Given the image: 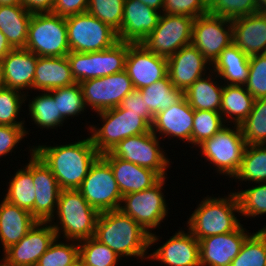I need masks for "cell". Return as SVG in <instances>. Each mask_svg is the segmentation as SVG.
Returning <instances> with one entry per match:
<instances>
[{
  "label": "cell",
  "mask_w": 266,
  "mask_h": 266,
  "mask_svg": "<svg viewBox=\"0 0 266 266\" xmlns=\"http://www.w3.org/2000/svg\"><path fill=\"white\" fill-rule=\"evenodd\" d=\"M34 152L50 168L61 190L78 189L100 156L89 137L63 145H36Z\"/></svg>",
  "instance_id": "obj_1"
},
{
  "label": "cell",
  "mask_w": 266,
  "mask_h": 266,
  "mask_svg": "<svg viewBox=\"0 0 266 266\" xmlns=\"http://www.w3.org/2000/svg\"><path fill=\"white\" fill-rule=\"evenodd\" d=\"M94 237L121 258L149 259L150 234L120 209L99 214Z\"/></svg>",
  "instance_id": "obj_2"
},
{
  "label": "cell",
  "mask_w": 266,
  "mask_h": 266,
  "mask_svg": "<svg viewBox=\"0 0 266 266\" xmlns=\"http://www.w3.org/2000/svg\"><path fill=\"white\" fill-rule=\"evenodd\" d=\"M239 201L234 190L224 197L206 196L198 203L196 209L187 218V228L193 236L201 239L236 231L242 224Z\"/></svg>",
  "instance_id": "obj_3"
},
{
  "label": "cell",
  "mask_w": 266,
  "mask_h": 266,
  "mask_svg": "<svg viewBox=\"0 0 266 266\" xmlns=\"http://www.w3.org/2000/svg\"><path fill=\"white\" fill-rule=\"evenodd\" d=\"M99 214L77 189L61 190L56 212L49 223L57 238L79 242L95 235Z\"/></svg>",
  "instance_id": "obj_4"
},
{
  "label": "cell",
  "mask_w": 266,
  "mask_h": 266,
  "mask_svg": "<svg viewBox=\"0 0 266 266\" xmlns=\"http://www.w3.org/2000/svg\"><path fill=\"white\" fill-rule=\"evenodd\" d=\"M96 115L102 127L93 123L86 129L100 155L111 152L125 138L151 131V125L139 113L128 112L120 106L96 112Z\"/></svg>",
  "instance_id": "obj_5"
},
{
  "label": "cell",
  "mask_w": 266,
  "mask_h": 266,
  "mask_svg": "<svg viewBox=\"0 0 266 266\" xmlns=\"http://www.w3.org/2000/svg\"><path fill=\"white\" fill-rule=\"evenodd\" d=\"M167 178L169 177L161 178L151 188L122 196L119 208L150 234V247H153L152 245L158 244V241H161L159 239L162 237L156 235L154 229L157 227L161 228L159 226H161V223L169 214L168 211L170 208L167 205L168 203H166L165 191H163Z\"/></svg>",
  "instance_id": "obj_6"
},
{
  "label": "cell",
  "mask_w": 266,
  "mask_h": 266,
  "mask_svg": "<svg viewBox=\"0 0 266 266\" xmlns=\"http://www.w3.org/2000/svg\"><path fill=\"white\" fill-rule=\"evenodd\" d=\"M246 145L240 125L226 124L214 136L201 143L198 150L206 162L213 165L215 173L233 180L241 167Z\"/></svg>",
  "instance_id": "obj_7"
},
{
  "label": "cell",
  "mask_w": 266,
  "mask_h": 266,
  "mask_svg": "<svg viewBox=\"0 0 266 266\" xmlns=\"http://www.w3.org/2000/svg\"><path fill=\"white\" fill-rule=\"evenodd\" d=\"M39 57H62L70 52L66 18L52 12L33 13L25 46Z\"/></svg>",
  "instance_id": "obj_8"
},
{
  "label": "cell",
  "mask_w": 266,
  "mask_h": 266,
  "mask_svg": "<svg viewBox=\"0 0 266 266\" xmlns=\"http://www.w3.org/2000/svg\"><path fill=\"white\" fill-rule=\"evenodd\" d=\"M67 39L72 52H98L119 41L117 32L88 12L66 17Z\"/></svg>",
  "instance_id": "obj_9"
},
{
  "label": "cell",
  "mask_w": 266,
  "mask_h": 266,
  "mask_svg": "<svg viewBox=\"0 0 266 266\" xmlns=\"http://www.w3.org/2000/svg\"><path fill=\"white\" fill-rule=\"evenodd\" d=\"M127 53L128 42L118 41L103 51L89 53L70 51L67 59L75 82L81 83L125 70Z\"/></svg>",
  "instance_id": "obj_10"
},
{
  "label": "cell",
  "mask_w": 266,
  "mask_h": 266,
  "mask_svg": "<svg viewBox=\"0 0 266 266\" xmlns=\"http://www.w3.org/2000/svg\"><path fill=\"white\" fill-rule=\"evenodd\" d=\"M152 131L130 136L120 141L111 153L120 159L155 171L161 178L167 177L170 158L161 145V139Z\"/></svg>",
  "instance_id": "obj_11"
},
{
  "label": "cell",
  "mask_w": 266,
  "mask_h": 266,
  "mask_svg": "<svg viewBox=\"0 0 266 266\" xmlns=\"http://www.w3.org/2000/svg\"><path fill=\"white\" fill-rule=\"evenodd\" d=\"M99 213L120 208L122 194L110 165L99 156L77 189Z\"/></svg>",
  "instance_id": "obj_12"
},
{
  "label": "cell",
  "mask_w": 266,
  "mask_h": 266,
  "mask_svg": "<svg viewBox=\"0 0 266 266\" xmlns=\"http://www.w3.org/2000/svg\"><path fill=\"white\" fill-rule=\"evenodd\" d=\"M194 18L161 13L157 26L141 42L156 55L169 58L192 43Z\"/></svg>",
  "instance_id": "obj_13"
},
{
  "label": "cell",
  "mask_w": 266,
  "mask_h": 266,
  "mask_svg": "<svg viewBox=\"0 0 266 266\" xmlns=\"http://www.w3.org/2000/svg\"><path fill=\"white\" fill-rule=\"evenodd\" d=\"M84 105L94 112L118 107L135 88L125 70L79 83Z\"/></svg>",
  "instance_id": "obj_14"
},
{
  "label": "cell",
  "mask_w": 266,
  "mask_h": 266,
  "mask_svg": "<svg viewBox=\"0 0 266 266\" xmlns=\"http://www.w3.org/2000/svg\"><path fill=\"white\" fill-rule=\"evenodd\" d=\"M231 43H233L231 20L210 13L194 19L192 44L211 66Z\"/></svg>",
  "instance_id": "obj_15"
},
{
  "label": "cell",
  "mask_w": 266,
  "mask_h": 266,
  "mask_svg": "<svg viewBox=\"0 0 266 266\" xmlns=\"http://www.w3.org/2000/svg\"><path fill=\"white\" fill-rule=\"evenodd\" d=\"M125 71L135 89H142L168 74L167 58L149 51L142 43H129Z\"/></svg>",
  "instance_id": "obj_16"
},
{
  "label": "cell",
  "mask_w": 266,
  "mask_h": 266,
  "mask_svg": "<svg viewBox=\"0 0 266 266\" xmlns=\"http://www.w3.org/2000/svg\"><path fill=\"white\" fill-rule=\"evenodd\" d=\"M55 238L52 225L38 221L17 244L2 253V259L12 266H35Z\"/></svg>",
  "instance_id": "obj_17"
},
{
  "label": "cell",
  "mask_w": 266,
  "mask_h": 266,
  "mask_svg": "<svg viewBox=\"0 0 266 266\" xmlns=\"http://www.w3.org/2000/svg\"><path fill=\"white\" fill-rule=\"evenodd\" d=\"M194 110L183 96L177 103L154 116L151 131L163 141L176 139L192 145ZM159 133V135H158Z\"/></svg>",
  "instance_id": "obj_18"
},
{
  "label": "cell",
  "mask_w": 266,
  "mask_h": 266,
  "mask_svg": "<svg viewBox=\"0 0 266 266\" xmlns=\"http://www.w3.org/2000/svg\"><path fill=\"white\" fill-rule=\"evenodd\" d=\"M32 178L36 194L34 218L49 222L56 212L61 189L50 168L35 152L32 153Z\"/></svg>",
  "instance_id": "obj_19"
},
{
  "label": "cell",
  "mask_w": 266,
  "mask_h": 266,
  "mask_svg": "<svg viewBox=\"0 0 266 266\" xmlns=\"http://www.w3.org/2000/svg\"><path fill=\"white\" fill-rule=\"evenodd\" d=\"M211 64L191 43L167 58V69L171 83L185 92L198 78L212 70Z\"/></svg>",
  "instance_id": "obj_20"
},
{
  "label": "cell",
  "mask_w": 266,
  "mask_h": 266,
  "mask_svg": "<svg viewBox=\"0 0 266 266\" xmlns=\"http://www.w3.org/2000/svg\"><path fill=\"white\" fill-rule=\"evenodd\" d=\"M242 224L236 231L205 237L199 241L201 266H230L251 234Z\"/></svg>",
  "instance_id": "obj_21"
},
{
  "label": "cell",
  "mask_w": 266,
  "mask_h": 266,
  "mask_svg": "<svg viewBox=\"0 0 266 266\" xmlns=\"http://www.w3.org/2000/svg\"><path fill=\"white\" fill-rule=\"evenodd\" d=\"M184 230L177 229L165 243L149 253V261H159L164 266H201L199 241L187 228Z\"/></svg>",
  "instance_id": "obj_22"
},
{
  "label": "cell",
  "mask_w": 266,
  "mask_h": 266,
  "mask_svg": "<svg viewBox=\"0 0 266 266\" xmlns=\"http://www.w3.org/2000/svg\"><path fill=\"white\" fill-rule=\"evenodd\" d=\"M160 15L139 0H125L119 41L141 43L157 26Z\"/></svg>",
  "instance_id": "obj_23"
},
{
  "label": "cell",
  "mask_w": 266,
  "mask_h": 266,
  "mask_svg": "<svg viewBox=\"0 0 266 266\" xmlns=\"http://www.w3.org/2000/svg\"><path fill=\"white\" fill-rule=\"evenodd\" d=\"M37 59L36 54L25 48L12 49L1 62L4 87L25 94L32 91Z\"/></svg>",
  "instance_id": "obj_24"
},
{
  "label": "cell",
  "mask_w": 266,
  "mask_h": 266,
  "mask_svg": "<svg viewBox=\"0 0 266 266\" xmlns=\"http://www.w3.org/2000/svg\"><path fill=\"white\" fill-rule=\"evenodd\" d=\"M100 156L110 165L122 196L151 188L161 179L155 171L115 157L111 152Z\"/></svg>",
  "instance_id": "obj_25"
},
{
  "label": "cell",
  "mask_w": 266,
  "mask_h": 266,
  "mask_svg": "<svg viewBox=\"0 0 266 266\" xmlns=\"http://www.w3.org/2000/svg\"><path fill=\"white\" fill-rule=\"evenodd\" d=\"M232 22L233 43L249 57L266 53V13L257 12Z\"/></svg>",
  "instance_id": "obj_26"
},
{
  "label": "cell",
  "mask_w": 266,
  "mask_h": 266,
  "mask_svg": "<svg viewBox=\"0 0 266 266\" xmlns=\"http://www.w3.org/2000/svg\"><path fill=\"white\" fill-rule=\"evenodd\" d=\"M37 222L28 210L3 199L0 203V243L3 253L17 244Z\"/></svg>",
  "instance_id": "obj_27"
},
{
  "label": "cell",
  "mask_w": 266,
  "mask_h": 266,
  "mask_svg": "<svg viewBox=\"0 0 266 266\" xmlns=\"http://www.w3.org/2000/svg\"><path fill=\"white\" fill-rule=\"evenodd\" d=\"M76 83L67 56L39 57L36 62L33 89L50 91Z\"/></svg>",
  "instance_id": "obj_28"
},
{
  "label": "cell",
  "mask_w": 266,
  "mask_h": 266,
  "mask_svg": "<svg viewBox=\"0 0 266 266\" xmlns=\"http://www.w3.org/2000/svg\"><path fill=\"white\" fill-rule=\"evenodd\" d=\"M223 87L218 75L210 70L184 92V97L193 110L220 112Z\"/></svg>",
  "instance_id": "obj_29"
},
{
  "label": "cell",
  "mask_w": 266,
  "mask_h": 266,
  "mask_svg": "<svg viewBox=\"0 0 266 266\" xmlns=\"http://www.w3.org/2000/svg\"><path fill=\"white\" fill-rule=\"evenodd\" d=\"M211 69L223 84L244 86L249 75V56L231 43L220 53Z\"/></svg>",
  "instance_id": "obj_30"
},
{
  "label": "cell",
  "mask_w": 266,
  "mask_h": 266,
  "mask_svg": "<svg viewBox=\"0 0 266 266\" xmlns=\"http://www.w3.org/2000/svg\"><path fill=\"white\" fill-rule=\"evenodd\" d=\"M30 148V149H29ZM28 148V163L21 165L16 173L6 183L7 190L3 199L7 202L17 205L20 208L28 210L34 217V201L36 198L35 187L32 178V153L34 152V145ZM30 150V151H29Z\"/></svg>",
  "instance_id": "obj_31"
},
{
  "label": "cell",
  "mask_w": 266,
  "mask_h": 266,
  "mask_svg": "<svg viewBox=\"0 0 266 266\" xmlns=\"http://www.w3.org/2000/svg\"><path fill=\"white\" fill-rule=\"evenodd\" d=\"M31 17L22 5L0 6V30L13 49L25 48Z\"/></svg>",
  "instance_id": "obj_32"
},
{
  "label": "cell",
  "mask_w": 266,
  "mask_h": 266,
  "mask_svg": "<svg viewBox=\"0 0 266 266\" xmlns=\"http://www.w3.org/2000/svg\"><path fill=\"white\" fill-rule=\"evenodd\" d=\"M254 100L245 86L224 84L220 108L224 122L241 125L249 116Z\"/></svg>",
  "instance_id": "obj_33"
},
{
  "label": "cell",
  "mask_w": 266,
  "mask_h": 266,
  "mask_svg": "<svg viewBox=\"0 0 266 266\" xmlns=\"http://www.w3.org/2000/svg\"><path fill=\"white\" fill-rule=\"evenodd\" d=\"M28 96L31 95L26 93L25 101L29 99L27 115H30V121L34 122L32 124L42 130L56 129L63 126L66 120L58 112L57 102L52 97V90L41 91V93L39 91V94H36L35 97L33 95L32 99Z\"/></svg>",
  "instance_id": "obj_34"
},
{
  "label": "cell",
  "mask_w": 266,
  "mask_h": 266,
  "mask_svg": "<svg viewBox=\"0 0 266 266\" xmlns=\"http://www.w3.org/2000/svg\"><path fill=\"white\" fill-rule=\"evenodd\" d=\"M140 91L148 109L154 116L177 103L184 96L183 91L173 86L168 74Z\"/></svg>",
  "instance_id": "obj_35"
},
{
  "label": "cell",
  "mask_w": 266,
  "mask_h": 266,
  "mask_svg": "<svg viewBox=\"0 0 266 266\" xmlns=\"http://www.w3.org/2000/svg\"><path fill=\"white\" fill-rule=\"evenodd\" d=\"M233 179L249 185L266 182V144L246 145L241 167Z\"/></svg>",
  "instance_id": "obj_36"
},
{
  "label": "cell",
  "mask_w": 266,
  "mask_h": 266,
  "mask_svg": "<svg viewBox=\"0 0 266 266\" xmlns=\"http://www.w3.org/2000/svg\"><path fill=\"white\" fill-rule=\"evenodd\" d=\"M230 266H266V226L250 234Z\"/></svg>",
  "instance_id": "obj_37"
},
{
  "label": "cell",
  "mask_w": 266,
  "mask_h": 266,
  "mask_svg": "<svg viewBox=\"0 0 266 266\" xmlns=\"http://www.w3.org/2000/svg\"><path fill=\"white\" fill-rule=\"evenodd\" d=\"M240 127L247 145L266 144V98L254 100L249 116Z\"/></svg>",
  "instance_id": "obj_38"
},
{
  "label": "cell",
  "mask_w": 266,
  "mask_h": 266,
  "mask_svg": "<svg viewBox=\"0 0 266 266\" xmlns=\"http://www.w3.org/2000/svg\"><path fill=\"white\" fill-rule=\"evenodd\" d=\"M79 258L87 266H117L122 258L94 236L79 241Z\"/></svg>",
  "instance_id": "obj_39"
},
{
  "label": "cell",
  "mask_w": 266,
  "mask_h": 266,
  "mask_svg": "<svg viewBox=\"0 0 266 266\" xmlns=\"http://www.w3.org/2000/svg\"><path fill=\"white\" fill-rule=\"evenodd\" d=\"M55 238L35 266H72L79 259V242Z\"/></svg>",
  "instance_id": "obj_40"
},
{
  "label": "cell",
  "mask_w": 266,
  "mask_h": 266,
  "mask_svg": "<svg viewBox=\"0 0 266 266\" xmlns=\"http://www.w3.org/2000/svg\"><path fill=\"white\" fill-rule=\"evenodd\" d=\"M52 97L57 102L58 112L66 121L84 114V110L87 112L79 83L53 89Z\"/></svg>",
  "instance_id": "obj_41"
},
{
  "label": "cell",
  "mask_w": 266,
  "mask_h": 266,
  "mask_svg": "<svg viewBox=\"0 0 266 266\" xmlns=\"http://www.w3.org/2000/svg\"><path fill=\"white\" fill-rule=\"evenodd\" d=\"M225 122L220 112L194 110L193 127H192V146L198 147L205 140L214 136L220 129L225 126Z\"/></svg>",
  "instance_id": "obj_42"
},
{
  "label": "cell",
  "mask_w": 266,
  "mask_h": 266,
  "mask_svg": "<svg viewBox=\"0 0 266 266\" xmlns=\"http://www.w3.org/2000/svg\"><path fill=\"white\" fill-rule=\"evenodd\" d=\"M234 192L239 201L240 216L251 219L266 214V182Z\"/></svg>",
  "instance_id": "obj_43"
},
{
  "label": "cell",
  "mask_w": 266,
  "mask_h": 266,
  "mask_svg": "<svg viewBox=\"0 0 266 266\" xmlns=\"http://www.w3.org/2000/svg\"><path fill=\"white\" fill-rule=\"evenodd\" d=\"M24 104L25 93L6 87L0 89V125L25 126V120L19 117Z\"/></svg>",
  "instance_id": "obj_44"
},
{
  "label": "cell",
  "mask_w": 266,
  "mask_h": 266,
  "mask_svg": "<svg viewBox=\"0 0 266 266\" xmlns=\"http://www.w3.org/2000/svg\"><path fill=\"white\" fill-rule=\"evenodd\" d=\"M209 13L234 20L258 12L257 0H205Z\"/></svg>",
  "instance_id": "obj_45"
},
{
  "label": "cell",
  "mask_w": 266,
  "mask_h": 266,
  "mask_svg": "<svg viewBox=\"0 0 266 266\" xmlns=\"http://www.w3.org/2000/svg\"><path fill=\"white\" fill-rule=\"evenodd\" d=\"M125 0H89L87 12L120 32Z\"/></svg>",
  "instance_id": "obj_46"
},
{
  "label": "cell",
  "mask_w": 266,
  "mask_h": 266,
  "mask_svg": "<svg viewBox=\"0 0 266 266\" xmlns=\"http://www.w3.org/2000/svg\"><path fill=\"white\" fill-rule=\"evenodd\" d=\"M244 86L254 99L266 98V53L249 57V75Z\"/></svg>",
  "instance_id": "obj_47"
},
{
  "label": "cell",
  "mask_w": 266,
  "mask_h": 266,
  "mask_svg": "<svg viewBox=\"0 0 266 266\" xmlns=\"http://www.w3.org/2000/svg\"><path fill=\"white\" fill-rule=\"evenodd\" d=\"M163 14L184 15L192 18L209 13L205 0H165Z\"/></svg>",
  "instance_id": "obj_48"
},
{
  "label": "cell",
  "mask_w": 266,
  "mask_h": 266,
  "mask_svg": "<svg viewBox=\"0 0 266 266\" xmlns=\"http://www.w3.org/2000/svg\"><path fill=\"white\" fill-rule=\"evenodd\" d=\"M26 129V126L0 125V158L16 152L18 144L21 145V141L29 135L30 130Z\"/></svg>",
  "instance_id": "obj_49"
},
{
  "label": "cell",
  "mask_w": 266,
  "mask_h": 266,
  "mask_svg": "<svg viewBox=\"0 0 266 266\" xmlns=\"http://www.w3.org/2000/svg\"><path fill=\"white\" fill-rule=\"evenodd\" d=\"M119 106L122 109L128 110V112L139 113V116L143 117L150 125H152L154 115L148 109L140 90L134 89L123 99Z\"/></svg>",
  "instance_id": "obj_50"
},
{
  "label": "cell",
  "mask_w": 266,
  "mask_h": 266,
  "mask_svg": "<svg viewBox=\"0 0 266 266\" xmlns=\"http://www.w3.org/2000/svg\"><path fill=\"white\" fill-rule=\"evenodd\" d=\"M89 0H55L52 13L68 17L87 12Z\"/></svg>",
  "instance_id": "obj_51"
},
{
  "label": "cell",
  "mask_w": 266,
  "mask_h": 266,
  "mask_svg": "<svg viewBox=\"0 0 266 266\" xmlns=\"http://www.w3.org/2000/svg\"><path fill=\"white\" fill-rule=\"evenodd\" d=\"M55 0H21V5L30 13L52 12Z\"/></svg>",
  "instance_id": "obj_52"
},
{
  "label": "cell",
  "mask_w": 266,
  "mask_h": 266,
  "mask_svg": "<svg viewBox=\"0 0 266 266\" xmlns=\"http://www.w3.org/2000/svg\"><path fill=\"white\" fill-rule=\"evenodd\" d=\"M13 48L7 42L5 35L0 30V64L2 60L6 57V55L12 50Z\"/></svg>",
  "instance_id": "obj_53"
},
{
  "label": "cell",
  "mask_w": 266,
  "mask_h": 266,
  "mask_svg": "<svg viewBox=\"0 0 266 266\" xmlns=\"http://www.w3.org/2000/svg\"><path fill=\"white\" fill-rule=\"evenodd\" d=\"M150 8L162 13L165 0H139Z\"/></svg>",
  "instance_id": "obj_54"
},
{
  "label": "cell",
  "mask_w": 266,
  "mask_h": 266,
  "mask_svg": "<svg viewBox=\"0 0 266 266\" xmlns=\"http://www.w3.org/2000/svg\"><path fill=\"white\" fill-rule=\"evenodd\" d=\"M2 5H21V0H0V6Z\"/></svg>",
  "instance_id": "obj_55"
},
{
  "label": "cell",
  "mask_w": 266,
  "mask_h": 266,
  "mask_svg": "<svg viewBox=\"0 0 266 266\" xmlns=\"http://www.w3.org/2000/svg\"><path fill=\"white\" fill-rule=\"evenodd\" d=\"M258 12L266 13V0H257Z\"/></svg>",
  "instance_id": "obj_56"
},
{
  "label": "cell",
  "mask_w": 266,
  "mask_h": 266,
  "mask_svg": "<svg viewBox=\"0 0 266 266\" xmlns=\"http://www.w3.org/2000/svg\"><path fill=\"white\" fill-rule=\"evenodd\" d=\"M72 266H87L80 258Z\"/></svg>",
  "instance_id": "obj_57"
},
{
  "label": "cell",
  "mask_w": 266,
  "mask_h": 266,
  "mask_svg": "<svg viewBox=\"0 0 266 266\" xmlns=\"http://www.w3.org/2000/svg\"><path fill=\"white\" fill-rule=\"evenodd\" d=\"M3 87H4V85H3V79H2V67L0 64V89H2Z\"/></svg>",
  "instance_id": "obj_58"
},
{
  "label": "cell",
  "mask_w": 266,
  "mask_h": 266,
  "mask_svg": "<svg viewBox=\"0 0 266 266\" xmlns=\"http://www.w3.org/2000/svg\"><path fill=\"white\" fill-rule=\"evenodd\" d=\"M0 266H12V265H9L4 259H0Z\"/></svg>",
  "instance_id": "obj_59"
}]
</instances>
